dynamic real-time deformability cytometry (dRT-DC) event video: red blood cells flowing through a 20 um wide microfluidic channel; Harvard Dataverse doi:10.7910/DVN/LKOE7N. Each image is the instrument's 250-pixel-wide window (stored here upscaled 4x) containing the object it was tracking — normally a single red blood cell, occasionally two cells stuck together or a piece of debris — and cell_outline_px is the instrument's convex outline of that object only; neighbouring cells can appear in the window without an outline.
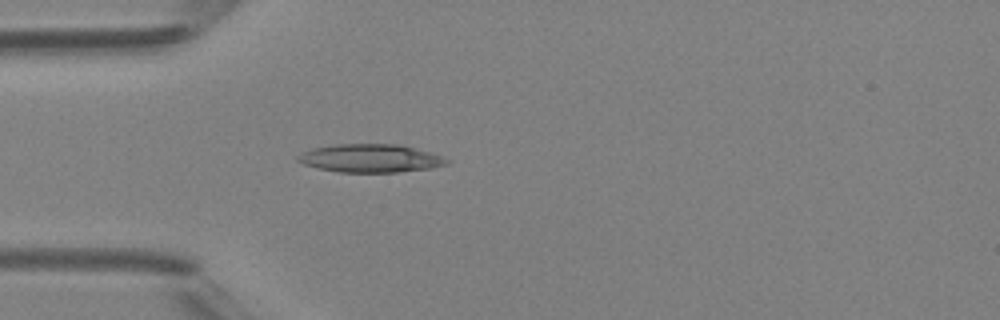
{"species": "Egyptian fruit bat (a non-hibernating species)", "species_latin": "Rousettus aegyptiacus", "temperature_condition": "room temperature", "stored_images_in_passage": 4, "camera_frame_rate_fps": 3000, "um_per_image_px": 0.085, "animal": {"sex": "female"}, "frame": {"image": 1, "passage_image": 4, "time_ms": 3.333, "image_size_px": [1000, 320], "cell_outline_px": [[452, 160], [448, 164], [432, 168], [396, 172], [340, 172], [320, 168], [304, 164], [296, 160], [296, 156], [312, 148], [336, 144], [400, 144], [432, 152]], "centroid_in_image_um": [31.54, 13.44], "position_along_channel_um": 53.5, "area_um2": 24.57}}